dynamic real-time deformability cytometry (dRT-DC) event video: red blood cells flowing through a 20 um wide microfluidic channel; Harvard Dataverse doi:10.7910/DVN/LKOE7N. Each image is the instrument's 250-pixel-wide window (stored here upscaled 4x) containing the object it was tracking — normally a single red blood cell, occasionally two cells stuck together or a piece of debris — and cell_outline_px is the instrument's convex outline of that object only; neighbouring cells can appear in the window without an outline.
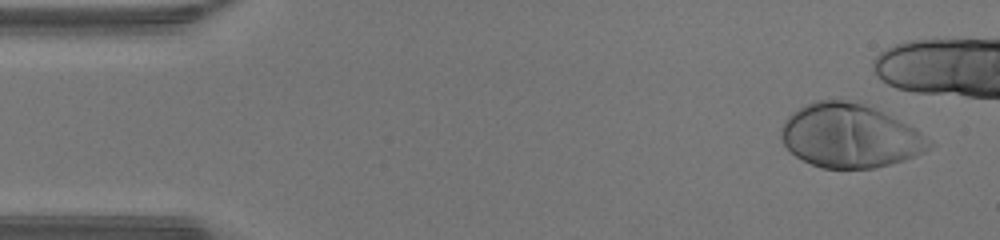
{"species": "human", "species_latin": "Homo sapiens", "temperature_condition": "warm", "stored_images_in_passage": 20, "camera_frame_rate_fps": 3000, "um_per_image_px": 0.085, "donor": {"sex": "male"}, "frame": {"image": 1, "passage_image": 2, "time_ms": 0.333, "image_size_px": [1000, 240], "cell_outline_px": [[936, 144], [932, 148], [916, 156], [904, 160], [876, 168], [824, 168], [812, 164], [796, 156], [784, 144], [780, 136], [780, 128], [784, 120], [792, 112], [816, 100], [844, 100], [864, 104], [916, 128]], "centroid_in_image_um": [72.26, 11.56], "position_along_channel_um": 12.7, "area_um2": 54.85}}
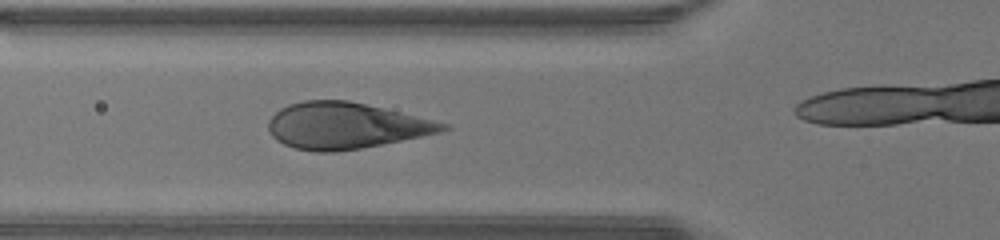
{"frame": {"image": 2, "passage_image": 16, "time_ms": 5.0, "image_size_px": [1000, 240], "cell_outline_px": [[452, 128], [440, 132], [360, 148], [336, 152], [316, 152], [296, 148], [284, 144], [276, 140], [272, 136], [268, 128], [268, 120], [280, 108], [288, 104], [304, 100], [348, 100], [384, 108], [448, 124]], "centroid_in_image_um": [29.32, 10.67], "position_along_channel_um": 96.5, "area_um2": 46.59}}
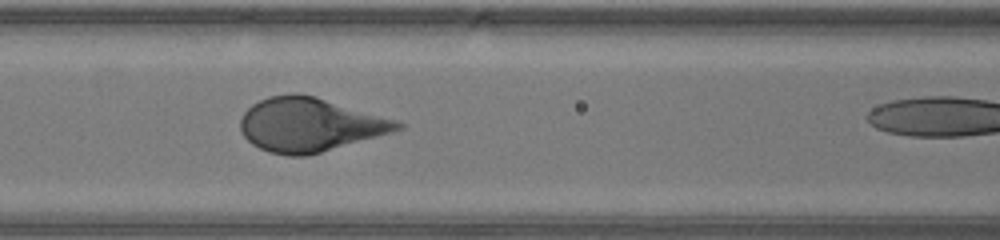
{"frame": {"image": 3, "passage_image": 19, "time_ms": 6.0, "image_size_px": [1000, 240], "cell_outline_px": [[404, 128], [392, 132], [320, 152], [304, 156], [288, 156], [268, 152], [252, 144], [244, 136], [240, 128], [240, 120], [244, 112], [252, 104], [268, 96], [296, 92], [316, 96], [396, 120], [404, 124]], "centroid_in_image_um": [26.29, 10.59], "position_along_channel_um": 140.3, "area_um2": 49.01}}